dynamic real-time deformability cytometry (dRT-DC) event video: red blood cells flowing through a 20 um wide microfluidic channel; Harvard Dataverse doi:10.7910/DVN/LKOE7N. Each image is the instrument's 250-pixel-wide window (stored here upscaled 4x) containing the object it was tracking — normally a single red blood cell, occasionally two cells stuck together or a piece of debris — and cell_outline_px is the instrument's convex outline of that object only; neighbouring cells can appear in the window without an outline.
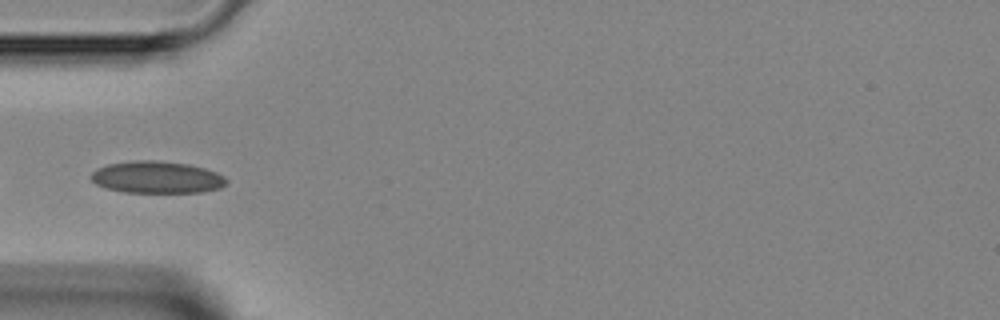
{"species": "Egyptian fruit bat (a non-hibernating species)", "species_latin": "Rousettus aegyptiacus", "temperature_condition": "room temperature", "stored_images_in_passage": 33, "camera_frame_rate_fps": 3000, "um_per_image_px": 0.085, "animal": {"sex": "female"}, "frame": {"image": 1, "passage_image": 1, "time_ms": 0.0, "image_size_px": [1000, 320], "cell_outline_px": [[228, 180], [220, 188], [200, 192], [124, 192], [108, 188], [96, 184], [88, 176], [96, 168], [108, 164], [132, 160], [156, 160], [188, 164], [204, 168], [216, 172], [224, 176]], "centroid_in_image_um": [13.3, 15.05], "position_along_channel_um": 71.7, "area_um2": 25.26}}
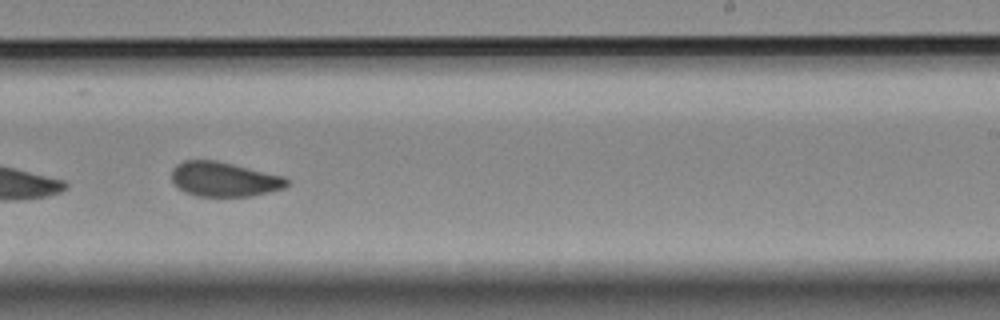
{"frame": {"image": 2, "passage_image": 15, "time_ms": 4.667, "image_size_px": [1000, 320], "cell_outline_px": [[292, 184], [284, 188], [252, 196], [196, 196], [184, 192], [172, 180], [172, 168], [176, 164], [184, 160], [216, 160], [284, 176], [292, 180]], "centroid_in_image_um": [19.09, 15.23], "position_along_channel_um": 269.9, "area_um2": 23.41}}
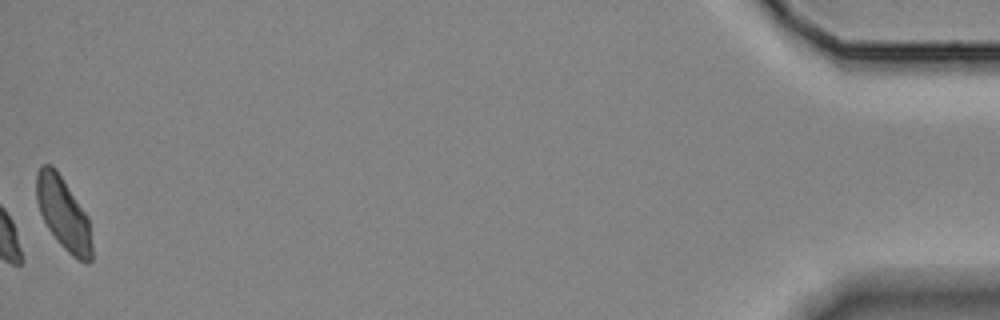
{"frame": {"image": 3, "passage_image": 33, "time_ms": 10.667, "image_size_px": [1000, 320], "cell_outline_px": [[92, 260], [88, 264], [84, 264], [72, 256], [60, 244], [48, 228], [40, 212], [36, 200], [36, 172], [40, 164], [52, 164], [56, 168], [88, 216], [92, 244]], "centroid_in_image_um": [5.39, 18.15], "position_along_channel_um": 429.8, "area_um2": 23.64}}